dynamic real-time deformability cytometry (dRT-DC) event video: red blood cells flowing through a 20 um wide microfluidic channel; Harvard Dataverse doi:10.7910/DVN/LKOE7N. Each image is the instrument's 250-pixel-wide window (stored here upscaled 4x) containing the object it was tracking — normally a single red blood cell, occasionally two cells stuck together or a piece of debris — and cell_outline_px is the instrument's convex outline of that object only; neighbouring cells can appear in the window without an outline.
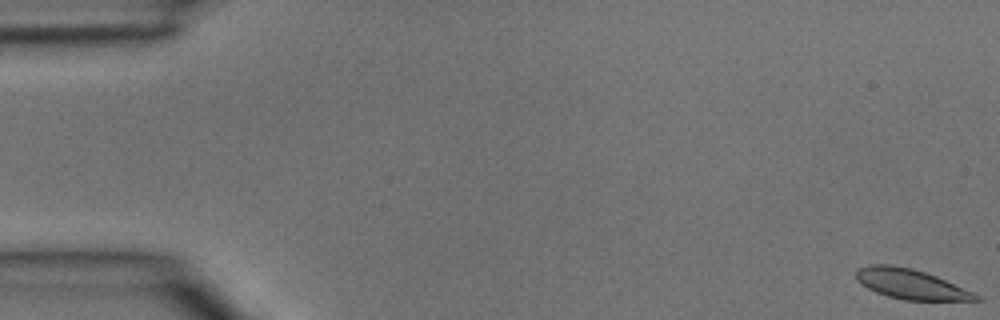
{"species": "common noctule bat (a hibernating species)", "species_latin": "Nyctalus noctula", "temperature_condition": "room temperature", "stored_images_in_passage": 4, "camera_frame_rate_fps": 3000, "um_per_image_px": 0.085, "animal": {"sex": "male", "body_mass_g": 15.6}, "frame": {"image": 1, "passage_image": 1, "time_ms": 0.0, "image_size_px": [1000, 320], "cell_outline_px": [[980, 300], [904, 300], [888, 296], [876, 292], [860, 284], [856, 280], [856, 268], [868, 264], [892, 264], [912, 268], [936, 276], [972, 292], [980, 296]], "centroid_in_image_um": [77.33, 24.13], "position_along_channel_um": 7.7, "area_um2": 20.81}}
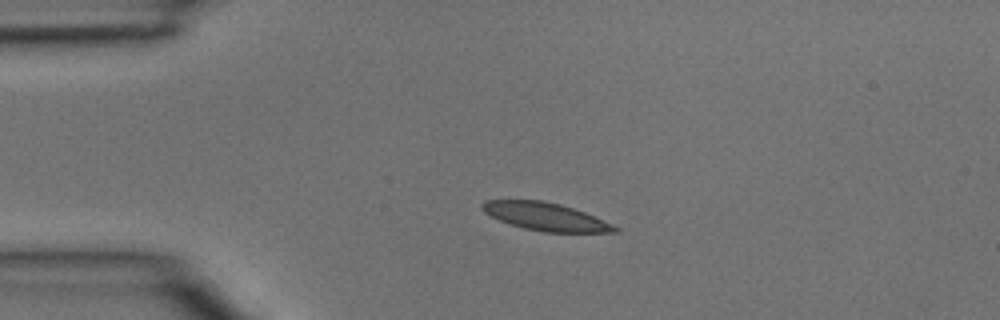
{"frame": {"image": 2, "passage_image": 3, "time_ms": 0.667, "image_size_px": [1000, 320], "cell_outline_px": [[620, 232], [544, 232], [524, 228], [500, 220], [484, 212], [480, 208], [480, 204], [488, 200], [540, 200], [560, 204], [584, 212], [612, 224], [620, 228]], "centroid_in_image_um": [46.38, 18.41], "position_along_channel_um": 38.6, "area_um2": 21.27}}
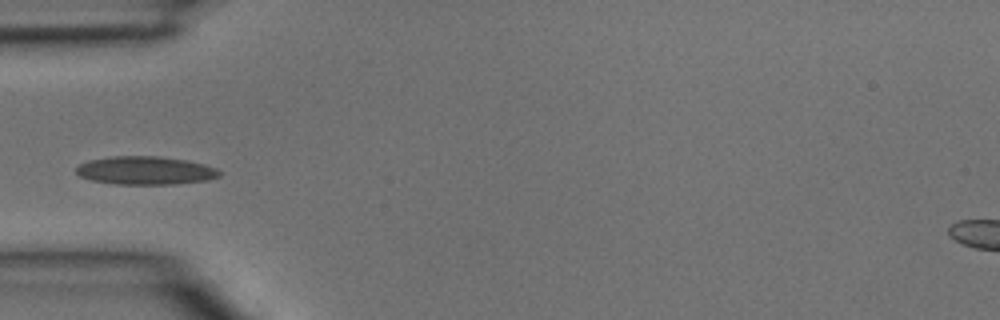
{"frame": {"image": 3, "passage_image": 4, "time_ms": 1.0, "image_size_px": [1000, 320], "cell_outline_px": [[220, 176], [208, 180], [176, 184], [116, 184], [92, 180], [80, 176], [76, 172], [76, 168], [80, 164], [88, 160], [112, 156], [160, 156], [184, 160], [204, 164], [216, 168], [220, 172]], "centroid_in_image_um": [12.36, 14.49], "position_along_channel_um": 72.6, "area_um2": 23.52}}